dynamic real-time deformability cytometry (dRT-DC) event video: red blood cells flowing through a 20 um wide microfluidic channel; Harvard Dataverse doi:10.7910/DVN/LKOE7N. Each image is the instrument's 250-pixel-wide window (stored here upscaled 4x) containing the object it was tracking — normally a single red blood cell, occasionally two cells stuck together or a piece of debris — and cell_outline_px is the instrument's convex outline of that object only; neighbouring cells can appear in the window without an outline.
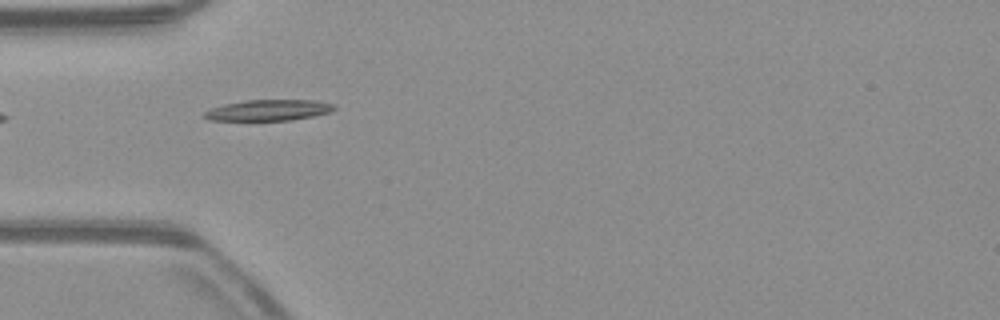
{"species": "common noctule bat (a hibernating species)", "species_latin": "Nyctalus noctula", "temperature_condition": "warm", "stored_images_in_passage": 37, "camera_frame_rate_fps": 3000, "um_per_image_px": 0.085, "animal": {"sex": "male", "body_mass_g": 23.1, "forearm_length_mm": 52.7}, "frame": {"image": 1, "passage_image": 1, "time_ms": 0.0, "image_size_px": [1000, 320], "cell_outline_px": [[336, 108], [332, 112], [292, 120], [208, 120], [204, 116], [204, 112], [212, 108], [224, 104], [244, 100], [312, 100], [332, 104]], "centroid_in_image_um": [22.82, 9.36], "position_along_channel_um": 62.2, "area_um2": 15.72}}
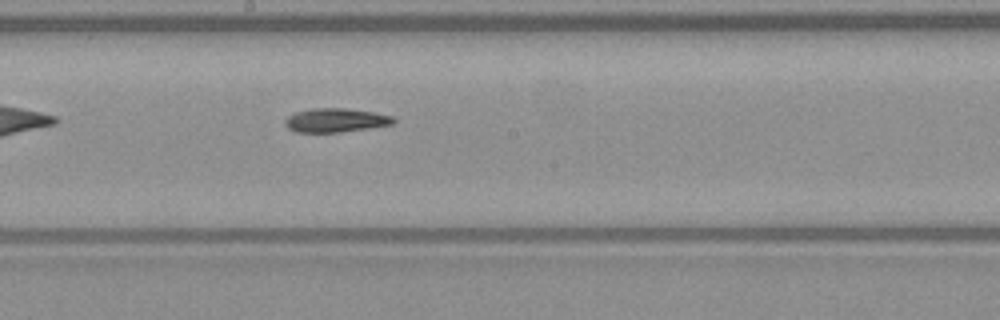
{"frame": {"image": 2, "passage_image": 13, "time_ms": 4.0, "image_size_px": [1000, 320], "cell_outline_px": [[396, 120], [392, 124], [368, 128], [340, 132], [296, 132], [288, 128], [284, 124], [284, 120], [288, 116], [296, 112], [312, 108], [344, 108], [372, 112], [392, 116]], "centroid_in_image_um": [28.49, 10.22], "position_along_channel_um": 219.7, "area_um2": 14.97}}
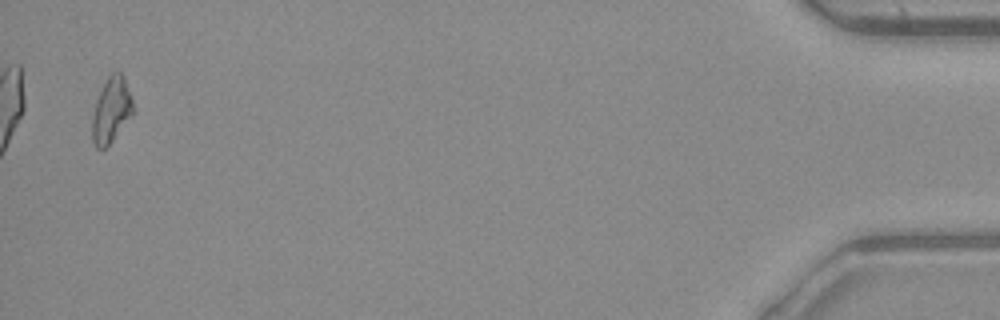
{"frame": {"image": 3, "passage_image": 36, "time_ms": 11.667, "image_size_px": [1000, 320], "cell_outline_px": [[132, 116], [112, 140], [104, 148], [96, 148], [92, 140], [92, 116], [96, 100], [104, 80], [112, 72], [120, 72], [124, 76], [132, 96]], "centroid_in_image_um": [9.45, 9.32], "position_along_channel_um": 425.8, "area_um2": 15.55}, "authors_computed_cell_mechanics": {"area_um2": 15.2014, "velocity_mm_per_s": 3.9489, "shape_relaxation_time_tau1_ms": 8.0154, "shape_relaxation_time_tau2_ms": 2.6918, "deformation_change_tau1": 0.2173, "deformation_change_tau2": 0.1054}}